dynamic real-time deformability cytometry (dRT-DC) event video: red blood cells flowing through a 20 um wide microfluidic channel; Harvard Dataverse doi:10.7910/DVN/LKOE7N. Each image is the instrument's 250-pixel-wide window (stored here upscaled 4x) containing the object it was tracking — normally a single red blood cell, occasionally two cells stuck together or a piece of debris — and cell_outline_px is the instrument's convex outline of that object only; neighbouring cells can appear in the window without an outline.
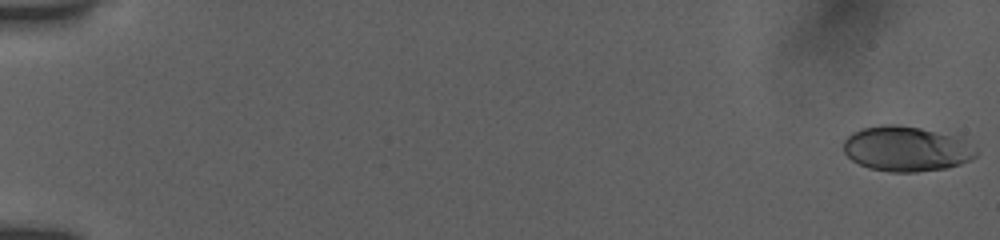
{"species": "human", "species_latin": "Homo sapiens", "temperature_condition": "room temperature", "stored_images_in_passage": 54, "camera_frame_rate_fps": 3000, "um_per_image_px": 0.085, "donor": {"sex": "female"}, "frame": {"image": 1, "passage_image": 1, "time_ms": 0.0, "image_size_px": [1000, 240], "cell_outline_px": [[976, 156], [960, 164], [944, 168], [916, 172], [888, 172], [868, 168], [852, 160], [844, 152], [844, 140], [852, 132], [860, 128], [880, 124], [896, 124], [920, 128], [956, 136], [964, 140], [976, 152]], "centroid_in_image_um": [76.98, 12.64], "position_along_channel_um": 8.0, "area_um2": 34.68}}
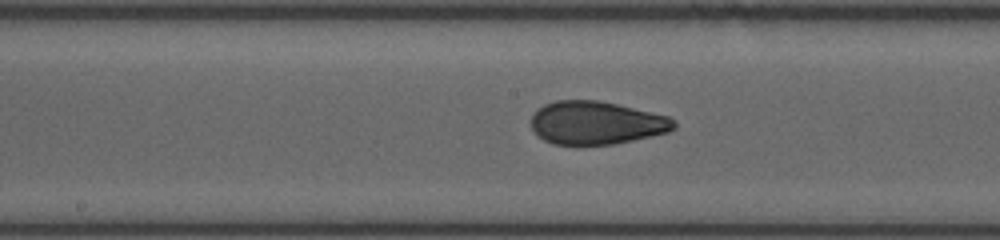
{"frame": {"image": 2, "passage_image": 30, "time_ms": 9.667, "image_size_px": [1000, 240], "cell_outline_px": [[676, 128], [668, 132], [632, 140], [612, 144], [576, 148], [552, 144], [544, 140], [532, 132], [532, 112], [544, 104], [556, 100], [600, 100], [668, 116], [676, 120]], "centroid_in_image_um": [50.63, 10.48], "position_along_channel_um": 197.6, "area_um2": 36.82}}
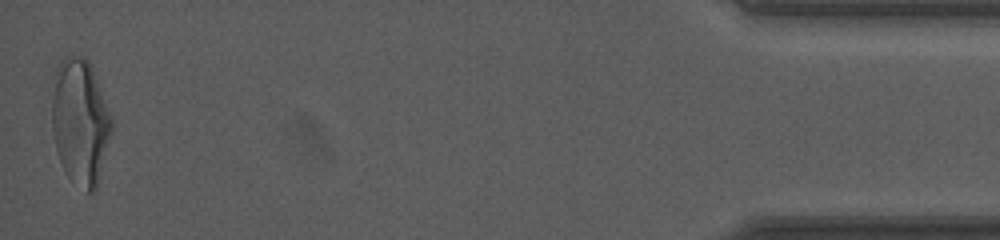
{"frame": {"image": 3, "passage_image": 54, "time_ms": 17.667, "image_size_px": [1000, 240], "cell_outline_px": [[112, 132], [96, 188], [92, 192], [88, 192], [68, 176], [64, 172], [56, 148], [52, 132], [52, 96], [56, 68], [60, 60], [68, 56], [84, 56], [88, 60], [92, 68], [112, 116]], "centroid_in_image_um": [6.82, 10.32], "position_along_channel_um": 428.4, "area_um2": 43.58}, "authors_computed_cell_mechanics": {"area_um2": 36.3273, "velocity_mm_per_s": 3.8889, "shape_relaxation_time_tau1_ms": 6.1099, "shape_relaxation_time_tau2_ms": 1.1346, "deformation_change_tau1": 0.212, "deformation_change_tau2": 0.0705}}